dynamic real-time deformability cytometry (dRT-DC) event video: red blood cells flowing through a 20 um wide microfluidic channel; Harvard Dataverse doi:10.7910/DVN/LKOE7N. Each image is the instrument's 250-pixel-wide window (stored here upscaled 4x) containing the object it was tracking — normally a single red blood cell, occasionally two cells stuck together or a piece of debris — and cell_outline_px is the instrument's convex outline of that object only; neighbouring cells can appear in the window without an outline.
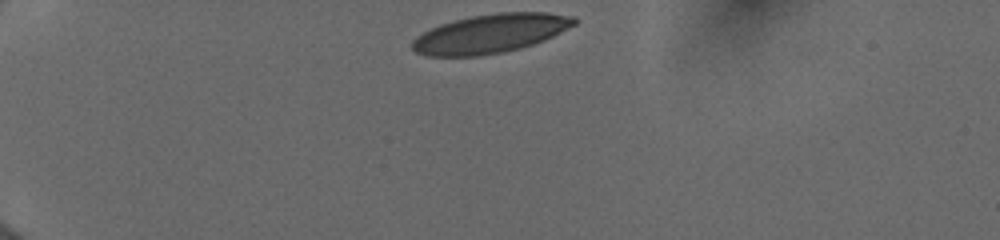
{"species": "human", "species_latin": "Homo sapiens", "temperature_condition": "cold", "stored_images_in_passage": 35, "camera_frame_rate_fps": 3000, "um_per_image_px": 0.085, "donor": {"sex": "female"}, "frame": {"image": 1, "passage_image": 1, "time_ms": 0.0, "image_size_px": [1000, 240], "cell_outline_px": [[576, 24], [544, 40], [520, 48], [500, 52], [476, 56], [428, 56], [416, 52], [412, 48], [412, 40], [416, 36], [440, 24], [452, 20], [472, 16], [496, 12], [548, 12], [576, 16]], "centroid_in_image_um": [41.69, 2.84], "position_along_channel_um": 43.3, "area_um2": 36.59}}
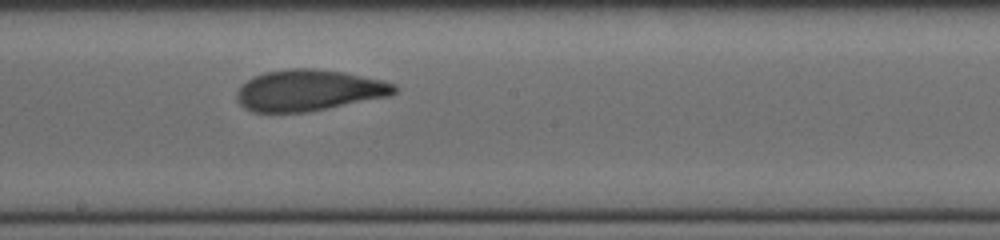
{"frame": {"image": 2, "passage_image": 19, "time_ms": 6.0, "image_size_px": [1000, 240], "cell_outline_px": [[400, 88], [392, 96], [304, 112], [252, 112], [244, 108], [240, 104], [236, 96], [236, 92], [252, 76], [264, 72], [288, 68], [312, 68], [344, 72], [384, 80], [396, 84]], "centroid_in_image_um": [26.29, 7.67], "position_along_channel_um": 221.9, "area_um2": 38.03}}
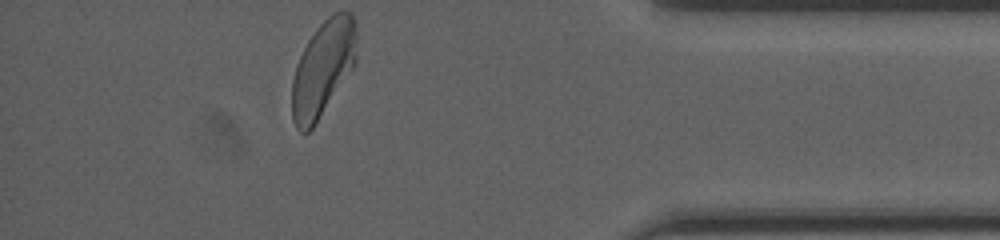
{"frame": {"image": 3, "passage_image": 35, "time_ms": 11.333, "image_size_px": [1000, 240], "cell_outline_px": [[356, 64], [312, 128], [308, 132], [300, 132], [296, 128], [292, 120], [292, 80], [296, 64], [308, 40], [316, 28], [332, 12], [352, 12], [356, 24]], "centroid_in_image_um": [27.45, 5.8], "position_along_channel_um": 407.7, "area_um2": 36.13}, "authors_computed_cell_mechanics": {"area_um2": 37.8012, "velocity_mm_per_s": 3.983, "shape_relaxation_time_tau1_ms": 4.4967, "shape_relaxation_time_tau2_ms": 1.3081, "deformation_change_tau1": 0.1637, "deformation_change_tau2": 0.0784}}